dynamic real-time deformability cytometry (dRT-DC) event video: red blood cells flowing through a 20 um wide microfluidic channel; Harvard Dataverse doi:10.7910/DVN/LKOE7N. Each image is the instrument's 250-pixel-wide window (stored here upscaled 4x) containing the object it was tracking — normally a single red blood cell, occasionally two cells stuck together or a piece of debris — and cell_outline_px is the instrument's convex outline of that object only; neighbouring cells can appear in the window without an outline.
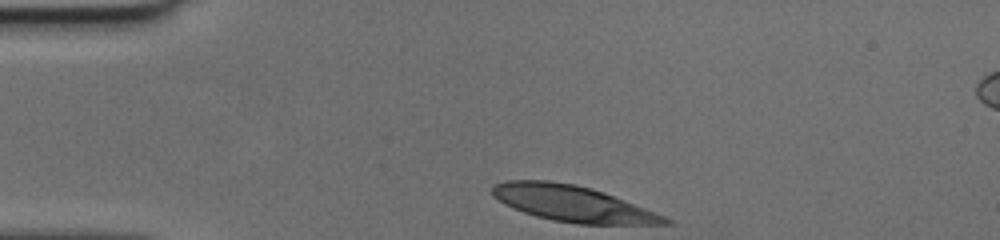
{"species": "human", "species_latin": "Homo sapiens", "temperature_condition": "cold", "stored_images_in_passage": 29, "camera_frame_rate_fps": 3000, "um_per_image_px": 0.085, "donor": {"sex": "female"}, "frame": {"image": 1, "passage_image": 1, "time_ms": 0.0, "image_size_px": [1000, 240], "cell_outline_px": [[672, 224], [576, 224], [552, 220], [536, 216], [512, 208], [504, 204], [492, 196], [492, 184], [508, 180], [548, 180], [576, 184], [592, 188], [604, 192], [656, 212], [672, 220]], "centroid_in_image_um": [48.65, 17.3], "position_along_channel_um": 36.4, "area_um2": 36.36}}
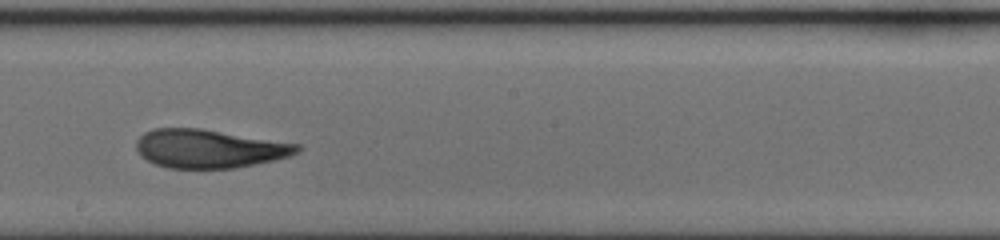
{"frame": {"image": 2, "passage_image": 18, "time_ms": 5.667, "image_size_px": [1000, 240], "cell_outline_px": [[300, 152], [288, 156], [272, 160], [236, 168], [168, 168], [156, 164], [140, 156], [136, 148], [136, 140], [144, 132], [152, 128], [200, 128], [300, 144]], "centroid_in_image_um": [17.75, 12.63], "position_along_channel_um": 230.5, "area_um2": 36.07}}
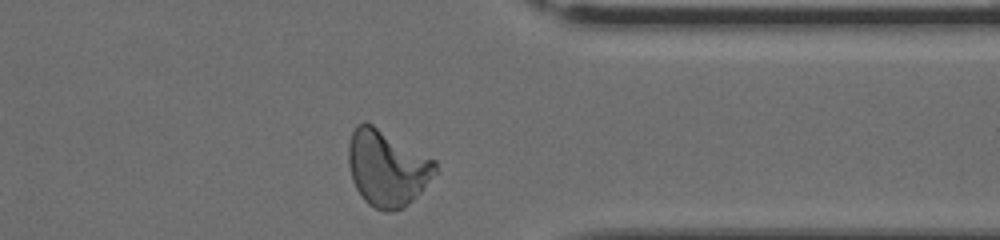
{"frame": {"image": 3, "passage_image": 29, "time_ms": 9.333, "image_size_px": [1000, 240], "cell_outline_px": [[436, 172], [420, 192], [404, 208], [392, 212], [384, 212], [368, 204], [360, 196], [352, 180], [348, 164], [348, 144], [352, 132], [356, 124], [372, 124], [436, 160]], "centroid_in_image_um": [32.88, 14.31], "position_along_channel_um": 378.5, "area_um2": 38.38}}